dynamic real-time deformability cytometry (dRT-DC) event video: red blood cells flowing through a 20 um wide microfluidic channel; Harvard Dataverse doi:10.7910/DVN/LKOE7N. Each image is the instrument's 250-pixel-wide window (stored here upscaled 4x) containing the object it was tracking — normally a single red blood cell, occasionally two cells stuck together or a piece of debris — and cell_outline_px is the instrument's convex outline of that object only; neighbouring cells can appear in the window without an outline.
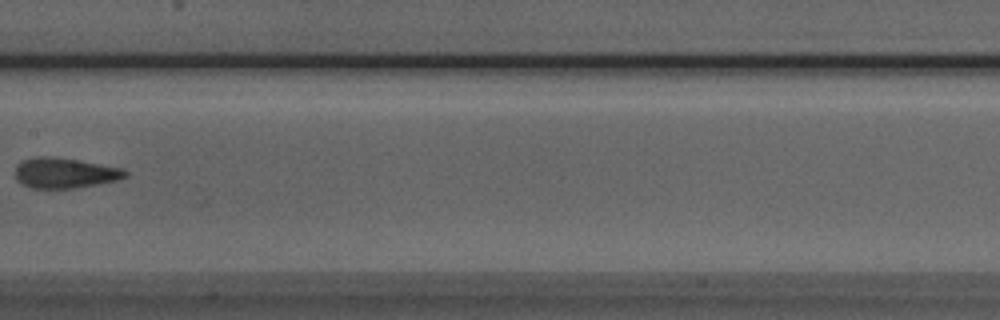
{"species": "Egyptian fruit bat (a non-hibernating species)", "species_latin": "Rousettus aegyptiacus", "temperature_condition": "room temperature", "stored_images_in_passage": 6, "camera_frame_rate_fps": 3000, "um_per_image_px": 0.085, "animal": {"sex": "male"}, "frame": {"image": 1, "passage_image": 5, "time_ms": 5.0, "image_size_px": [1000, 320], "cell_outline_px": [[128, 176], [120, 180], [72, 188], [32, 188], [20, 184], [16, 180], [16, 164], [24, 160], [36, 156], [52, 156], [124, 168], [128, 172]], "centroid_in_image_um": [5.51, 14.7], "position_along_channel_um": 201.9, "area_um2": 19.54}}
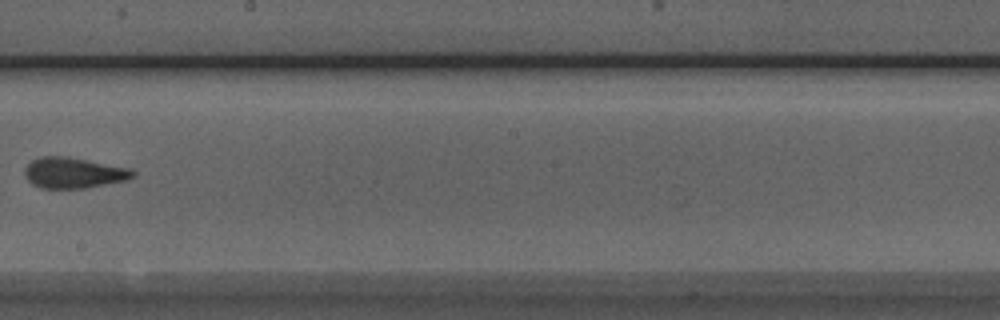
{"frame": {"image": 2, "passage_image": 6, "time_ms": 6.0, "image_size_px": [1000, 320], "cell_outline_px": [[136, 176], [128, 180], [84, 188], [40, 188], [32, 184], [24, 176], [24, 168], [32, 160], [40, 156], [68, 156], [132, 168], [136, 172]], "centroid_in_image_um": [6.28, 14.68], "position_along_channel_um": 241.9, "area_um2": 19.71}}